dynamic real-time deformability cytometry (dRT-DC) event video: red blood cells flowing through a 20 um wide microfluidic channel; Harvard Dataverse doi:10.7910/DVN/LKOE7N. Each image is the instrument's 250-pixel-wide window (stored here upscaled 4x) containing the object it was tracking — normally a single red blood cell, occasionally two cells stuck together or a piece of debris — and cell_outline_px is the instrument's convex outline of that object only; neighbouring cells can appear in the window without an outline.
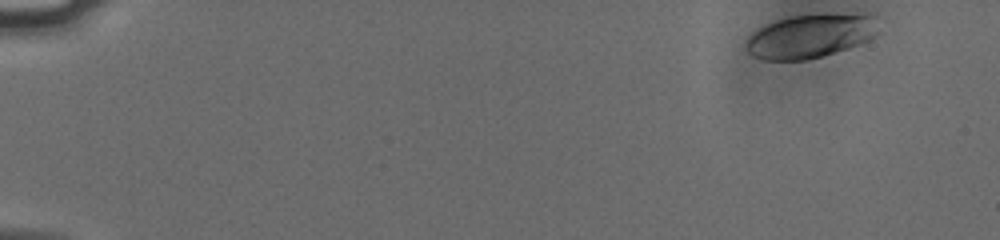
{"species": "human", "species_latin": "Homo sapiens", "temperature_condition": "cold", "stored_images_in_passage": 52, "camera_frame_rate_fps": 3000, "um_per_image_px": 0.085, "donor": {"sex": "male"}, "frame": {"image": 1, "passage_image": 1, "time_ms": 0.0, "image_size_px": [1000, 240], "cell_outline_px": [[880, 32], [868, 40], [848, 48], [820, 56], [804, 60], [764, 60], [752, 56], [744, 48], [744, 44], [748, 36], [756, 28], [776, 20], [788, 16], [876, 12]], "centroid_in_image_um": [68.91, 3.03], "position_along_channel_um": 16.1, "area_um2": 34.51}}
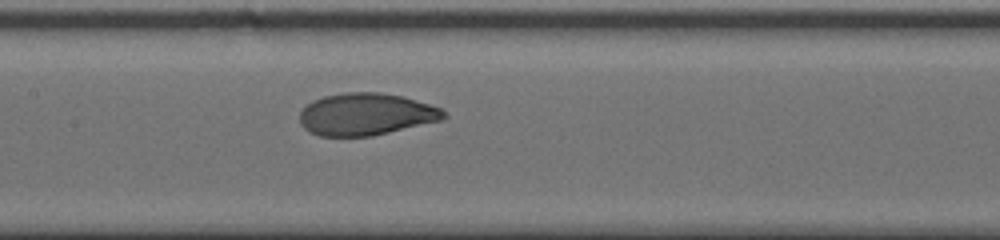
{"frame": {"image": 2, "passage_image": 26, "time_ms": 8.333, "image_size_px": [1000, 240], "cell_outline_px": [[448, 116], [444, 120], [372, 136], [320, 136], [308, 132], [300, 124], [300, 112], [312, 100], [324, 96], [344, 92], [380, 92], [404, 96], [440, 108]], "centroid_in_image_um": [31.11, 9.71], "position_along_channel_um": 176.3, "area_um2": 35.6}}
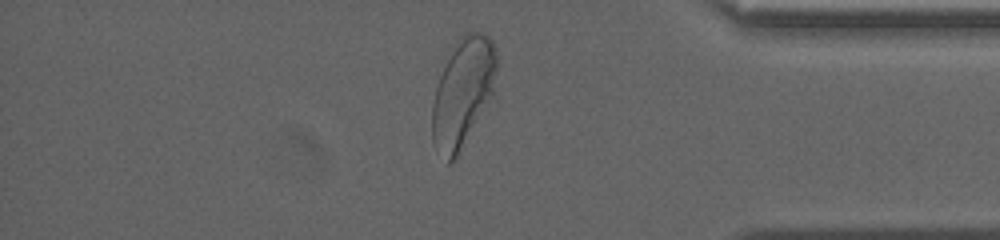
{"frame": {"image": 3, "passage_image": 45, "time_ms": 14.667, "image_size_px": [1000, 240], "cell_outline_px": [[496, 100], [452, 164], [448, 164], [432, 140], [432, 104], [436, 88], [440, 76], [456, 40], [460, 36], [468, 32], [484, 32], [492, 40], [496, 48]], "centroid_in_image_um": [39.42, 7.92], "position_along_channel_um": 395.8, "area_um2": 42.31}, "authors_computed_cell_mechanics": {"area_um2": 35.7493, "velocity_mm_per_s": 3.7581, "shape_relaxation_time_tau1_ms": 3.4685, "shape_relaxation_time_tau2_ms": null, "deformation_change_tau1": 0.1558, "deformation_change_tau2": null}}